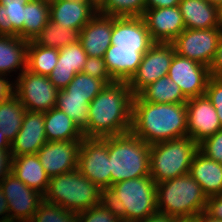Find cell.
Instances as JSON below:
<instances>
[{
  "label": "cell",
  "mask_w": 222,
  "mask_h": 222,
  "mask_svg": "<svg viewBox=\"0 0 222 222\" xmlns=\"http://www.w3.org/2000/svg\"><path fill=\"white\" fill-rule=\"evenodd\" d=\"M134 94L127 82L106 85L89 104L87 138H104L130 132Z\"/></svg>",
  "instance_id": "obj_1"
},
{
  "label": "cell",
  "mask_w": 222,
  "mask_h": 222,
  "mask_svg": "<svg viewBox=\"0 0 222 222\" xmlns=\"http://www.w3.org/2000/svg\"><path fill=\"white\" fill-rule=\"evenodd\" d=\"M130 132L149 145L188 136L185 103H150L134 95Z\"/></svg>",
  "instance_id": "obj_2"
},
{
  "label": "cell",
  "mask_w": 222,
  "mask_h": 222,
  "mask_svg": "<svg viewBox=\"0 0 222 222\" xmlns=\"http://www.w3.org/2000/svg\"><path fill=\"white\" fill-rule=\"evenodd\" d=\"M105 200L123 221L138 222L158 212L156 183L150 176L111 185L105 192Z\"/></svg>",
  "instance_id": "obj_3"
},
{
  "label": "cell",
  "mask_w": 222,
  "mask_h": 222,
  "mask_svg": "<svg viewBox=\"0 0 222 222\" xmlns=\"http://www.w3.org/2000/svg\"><path fill=\"white\" fill-rule=\"evenodd\" d=\"M110 186L150 176V145L131 132L108 137Z\"/></svg>",
  "instance_id": "obj_4"
},
{
  "label": "cell",
  "mask_w": 222,
  "mask_h": 222,
  "mask_svg": "<svg viewBox=\"0 0 222 222\" xmlns=\"http://www.w3.org/2000/svg\"><path fill=\"white\" fill-rule=\"evenodd\" d=\"M43 200L78 213L100 205L105 192L75 169L50 178Z\"/></svg>",
  "instance_id": "obj_5"
},
{
  "label": "cell",
  "mask_w": 222,
  "mask_h": 222,
  "mask_svg": "<svg viewBox=\"0 0 222 222\" xmlns=\"http://www.w3.org/2000/svg\"><path fill=\"white\" fill-rule=\"evenodd\" d=\"M158 212L176 219L194 218L205 211L207 197L188 173L156 184Z\"/></svg>",
  "instance_id": "obj_6"
},
{
  "label": "cell",
  "mask_w": 222,
  "mask_h": 222,
  "mask_svg": "<svg viewBox=\"0 0 222 222\" xmlns=\"http://www.w3.org/2000/svg\"><path fill=\"white\" fill-rule=\"evenodd\" d=\"M197 151L189 136L150 145V177L157 184L188 174Z\"/></svg>",
  "instance_id": "obj_7"
},
{
  "label": "cell",
  "mask_w": 222,
  "mask_h": 222,
  "mask_svg": "<svg viewBox=\"0 0 222 222\" xmlns=\"http://www.w3.org/2000/svg\"><path fill=\"white\" fill-rule=\"evenodd\" d=\"M14 94L28 111L46 112L56 106L59 90L48 76L36 74L27 68L19 73Z\"/></svg>",
  "instance_id": "obj_8"
},
{
  "label": "cell",
  "mask_w": 222,
  "mask_h": 222,
  "mask_svg": "<svg viewBox=\"0 0 222 222\" xmlns=\"http://www.w3.org/2000/svg\"><path fill=\"white\" fill-rule=\"evenodd\" d=\"M77 169L106 192L110 188L108 137L87 138L81 141Z\"/></svg>",
  "instance_id": "obj_9"
},
{
  "label": "cell",
  "mask_w": 222,
  "mask_h": 222,
  "mask_svg": "<svg viewBox=\"0 0 222 222\" xmlns=\"http://www.w3.org/2000/svg\"><path fill=\"white\" fill-rule=\"evenodd\" d=\"M221 36L222 31L219 28L185 29L171 43L175 53L179 56L209 67L214 59Z\"/></svg>",
  "instance_id": "obj_10"
},
{
  "label": "cell",
  "mask_w": 222,
  "mask_h": 222,
  "mask_svg": "<svg viewBox=\"0 0 222 222\" xmlns=\"http://www.w3.org/2000/svg\"><path fill=\"white\" fill-rule=\"evenodd\" d=\"M175 49L172 43L155 42L143 55L137 71L127 82L134 95L148 84L168 75Z\"/></svg>",
  "instance_id": "obj_11"
},
{
  "label": "cell",
  "mask_w": 222,
  "mask_h": 222,
  "mask_svg": "<svg viewBox=\"0 0 222 222\" xmlns=\"http://www.w3.org/2000/svg\"><path fill=\"white\" fill-rule=\"evenodd\" d=\"M0 186L8 202L10 222H30L43 195L27 187L12 173L0 182Z\"/></svg>",
  "instance_id": "obj_12"
},
{
  "label": "cell",
  "mask_w": 222,
  "mask_h": 222,
  "mask_svg": "<svg viewBox=\"0 0 222 222\" xmlns=\"http://www.w3.org/2000/svg\"><path fill=\"white\" fill-rule=\"evenodd\" d=\"M168 76L180 87L187 99L205 95L211 77L208 66L176 53L169 67Z\"/></svg>",
  "instance_id": "obj_13"
},
{
  "label": "cell",
  "mask_w": 222,
  "mask_h": 222,
  "mask_svg": "<svg viewBox=\"0 0 222 222\" xmlns=\"http://www.w3.org/2000/svg\"><path fill=\"white\" fill-rule=\"evenodd\" d=\"M81 141H47L39 149L37 155L50 178L77 169Z\"/></svg>",
  "instance_id": "obj_14"
},
{
  "label": "cell",
  "mask_w": 222,
  "mask_h": 222,
  "mask_svg": "<svg viewBox=\"0 0 222 222\" xmlns=\"http://www.w3.org/2000/svg\"><path fill=\"white\" fill-rule=\"evenodd\" d=\"M185 104L188 136L196 143L222 129L217 111L206 95L190 98Z\"/></svg>",
  "instance_id": "obj_15"
},
{
  "label": "cell",
  "mask_w": 222,
  "mask_h": 222,
  "mask_svg": "<svg viewBox=\"0 0 222 222\" xmlns=\"http://www.w3.org/2000/svg\"><path fill=\"white\" fill-rule=\"evenodd\" d=\"M142 18L154 42L171 43L185 30L179 6L145 9Z\"/></svg>",
  "instance_id": "obj_16"
},
{
  "label": "cell",
  "mask_w": 222,
  "mask_h": 222,
  "mask_svg": "<svg viewBox=\"0 0 222 222\" xmlns=\"http://www.w3.org/2000/svg\"><path fill=\"white\" fill-rule=\"evenodd\" d=\"M96 13V0H56L49 4L50 20L76 31H81Z\"/></svg>",
  "instance_id": "obj_17"
},
{
  "label": "cell",
  "mask_w": 222,
  "mask_h": 222,
  "mask_svg": "<svg viewBox=\"0 0 222 222\" xmlns=\"http://www.w3.org/2000/svg\"><path fill=\"white\" fill-rule=\"evenodd\" d=\"M154 43L142 17H113L111 45L116 48L150 49Z\"/></svg>",
  "instance_id": "obj_18"
},
{
  "label": "cell",
  "mask_w": 222,
  "mask_h": 222,
  "mask_svg": "<svg viewBox=\"0 0 222 222\" xmlns=\"http://www.w3.org/2000/svg\"><path fill=\"white\" fill-rule=\"evenodd\" d=\"M46 142L44 112L26 110L21 129L11 142L12 156L37 154Z\"/></svg>",
  "instance_id": "obj_19"
},
{
  "label": "cell",
  "mask_w": 222,
  "mask_h": 222,
  "mask_svg": "<svg viewBox=\"0 0 222 222\" xmlns=\"http://www.w3.org/2000/svg\"><path fill=\"white\" fill-rule=\"evenodd\" d=\"M113 16L97 12L81 29L79 42L90 57L104 58L111 45Z\"/></svg>",
  "instance_id": "obj_20"
},
{
  "label": "cell",
  "mask_w": 222,
  "mask_h": 222,
  "mask_svg": "<svg viewBox=\"0 0 222 222\" xmlns=\"http://www.w3.org/2000/svg\"><path fill=\"white\" fill-rule=\"evenodd\" d=\"M87 58L79 41L60 48L57 64L48 76L49 80L58 90L66 88L77 73H82Z\"/></svg>",
  "instance_id": "obj_21"
},
{
  "label": "cell",
  "mask_w": 222,
  "mask_h": 222,
  "mask_svg": "<svg viewBox=\"0 0 222 222\" xmlns=\"http://www.w3.org/2000/svg\"><path fill=\"white\" fill-rule=\"evenodd\" d=\"M148 50L116 48L115 45H110L106 50L104 61L112 79L116 82H128Z\"/></svg>",
  "instance_id": "obj_22"
},
{
  "label": "cell",
  "mask_w": 222,
  "mask_h": 222,
  "mask_svg": "<svg viewBox=\"0 0 222 222\" xmlns=\"http://www.w3.org/2000/svg\"><path fill=\"white\" fill-rule=\"evenodd\" d=\"M189 174L201 186L207 198L222 194V164L203 155H194Z\"/></svg>",
  "instance_id": "obj_23"
},
{
  "label": "cell",
  "mask_w": 222,
  "mask_h": 222,
  "mask_svg": "<svg viewBox=\"0 0 222 222\" xmlns=\"http://www.w3.org/2000/svg\"><path fill=\"white\" fill-rule=\"evenodd\" d=\"M12 174L27 187L45 194L50 177L44 170L37 154L13 157Z\"/></svg>",
  "instance_id": "obj_24"
},
{
  "label": "cell",
  "mask_w": 222,
  "mask_h": 222,
  "mask_svg": "<svg viewBox=\"0 0 222 222\" xmlns=\"http://www.w3.org/2000/svg\"><path fill=\"white\" fill-rule=\"evenodd\" d=\"M179 9L185 29L218 28L217 6L204 0H181Z\"/></svg>",
  "instance_id": "obj_25"
},
{
  "label": "cell",
  "mask_w": 222,
  "mask_h": 222,
  "mask_svg": "<svg viewBox=\"0 0 222 222\" xmlns=\"http://www.w3.org/2000/svg\"><path fill=\"white\" fill-rule=\"evenodd\" d=\"M27 47L28 41L19 36L0 35V76L27 68Z\"/></svg>",
  "instance_id": "obj_26"
},
{
  "label": "cell",
  "mask_w": 222,
  "mask_h": 222,
  "mask_svg": "<svg viewBox=\"0 0 222 222\" xmlns=\"http://www.w3.org/2000/svg\"><path fill=\"white\" fill-rule=\"evenodd\" d=\"M44 127L47 141L84 139L82 131L74 121L56 107L44 112Z\"/></svg>",
  "instance_id": "obj_27"
},
{
  "label": "cell",
  "mask_w": 222,
  "mask_h": 222,
  "mask_svg": "<svg viewBox=\"0 0 222 222\" xmlns=\"http://www.w3.org/2000/svg\"><path fill=\"white\" fill-rule=\"evenodd\" d=\"M143 101L150 103H186L180 87L168 75L148 84L137 94Z\"/></svg>",
  "instance_id": "obj_28"
},
{
  "label": "cell",
  "mask_w": 222,
  "mask_h": 222,
  "mask_svg": "<svg viewBox=\"0 0 222 222\" xmlns=\"http://www.w3.org/2000/svg\"><path fill=\"white\" fill-rule=\"evenodd\" d=\"M30 0H0V35L24 40L25 4Z\"/></svg>",
  "instance_id": "obj_29"
},
{
  "label": "cell",
  "mask_w": 222,
  "mask_h": 222,
  "mask_svg": "<svg viewBox=\"0 0 222 222\" xmlns=\"http://www.w3.org/2000/svg\"><path fill=\"white\" fill-rule=\"evenodd\" d=\"M25 112V107L15 94L0 102V134L6 135L10 142L21 129Z\"/></svg>",
  "instance_id": "obj_30"
},
{
  "label": "cell",
  "mask_w": 222,
  "mask_h": 222,
  "mask_svg": "<svg viewBox=\"0 0 222 222\" xmlns=\"http://www.w3.org/2000/svg\"><path fill=\"white\" fill-rule=\"evenodd\" d=\"M59 57V49L37 45L28 42L27 69L33 73L49 76L55 68Z\"/></svg>",
  "instance_id": "obj_31"
},
{
  "label": "cell",
  "mask_w": 222,
  "mask_h": 222,
  "mask_svg": "<svg viewBox=\"0 0 222 222\" xmlns=\"http://www.w3.org/2000/svg\"><path fill=\"white\" fill-rule=\"evenodd\" d=\"M49 19V3L30 0L25 4L24 40L34 41Z\"/></svg>",
  "instance_id": "obj_32"
},
{
  "label": "cell",
  "mask_w": 222,
  "mask_h": 222,
  "mask_svg": "<svg viewBox=\"0 0 222 222\" xmlns=\"http://www.w3.org/2000/svg\"><path fill=\"white\" fill-rule=\"evenodd\" d=\"M79 37L80 31L66 29L49 19L34 42L43 47L60 49L78 42Z\"/></svg>",
  "instance_id": "obj_33"
},
{
  "label": "cell",
  "mask_w": 222,
  "mask_h": 222,
  "mask_svg": "<svg viewBox=\"0 0 222 222\" xmlns=\"http://www.w3.org/2000/svg\"><path fill=\"white\" fill-rule=\"evenodd\" d=\"M89 104L87 98L68 97V93L62 89L59 90L55 107L69 116L83 131L88 123Z\"/></svg>",
  "instance_id": "obj_34"
},
{
  "label": "cell",
  "mask_w": 222,
  "mask_h": 222,
  "mask_svg": "<svg viewBox=\"0 0 222 222\" xmlns=\"http://www.w3.org/2000/svg\"><path fill=\"white\" fill-rule=\"evenodd\" d=\"M97 12L113 17H142L145 0H99Z\"/></svg>",
  "instance_id": "obj_35"
},
{
  "label": "cell",
  "mask_w": 222,
  "mask_h": 222,
  "mask_svg": "<svg viewBox=\"0 0 222 222\" xmlns=\"http://www.w3.org/2000/svg\"><path fill=\"white\" fill-rule=\"evenodd\" d=\"M106 84L97 78L84 73H77L69 85L63 90L68 97L87 98L89 102L98 95Z\"/></svg>",
  "instance_id": "obj_36"
},
{
  "label": "cell",
  "mask_w": 222,
  "mask_h": 222,
  "mask_svg": "<svg viewBox=\"0 0 222 222\" xmlns=\"http://www.w3.org/2000/svg\"><path fill=\"white\" fill-rule=\"evenodd\" d=\"M30 222H77L76 213L42 201Z\"/></svg>",
  "instance_id": "obj_37"
},
{
  "label": "cell",
  "mask_w": 222,
  "mask_h": 222,
  "mask_svg": "<svg viewBox=\"0 0 222 222\" xmlns=\"http://www.w3.org/2000/svg\"><path fill=\"white\" fill-rule=\"evenodd\" d=\"M77 222H121L120 214L106 200L100 205L76 213Z\"/></svg>",
  "instance_id": "obj_38"
},
{
  "label": "cell",
  "mask_w": 222,
  "mask_h": 222,
  "mask_svg": "<svg viewBox=\"0 0 222 222\" xmlns=\"http://www.w3.org/2000/svg\"><path fill=\"white\" fill-rule=\"evenodd\" d=\"M198 150L206 157L222 164V129L198 143Z\"/></svg>",
  "instance_id": "obj_39"
},
{
  "label": "cell",
  "mask_w": 222,
  "mask_h": 222,
  "mask_svg": "<svg viewBox=\"0 0 222 222\" xmlns=\"http://www.w3.org/2000/svg\"><path fill=\"white\" fill-rule=\"evenodd\" d=\"M82 73L101 79L106 85L115 82L106 68L104 58L88 56Z\"/></svg>",
  "instance_id": "obj_40"
},
{
  "label": "cell",
  "mask_w": 222,
  "mask_h": 222,
  "mask_svg": "<svg viewBox=\"0 0 222 222\" xmlns=\"http://www.w3.org/2000/svg\"><path fill=\"white\" fill-rule=\"evenodd\" d=\"M205 95L216 109L222 128V78L210 77Z\"/></svg>",
  "instance_id": "obj_41"
},
{
  "label": "cell",
  "mask_w": 222,
  "mask_h": 222,
  "mask_svg": "<svg viewBox=\"0 0 222 222\" xmlns=\"http://www.w3.org/2000/svg\"><path fill=\"white\" fill-rule=\"evenodd\" d=\"M205 212L215 219L222 220V194L207 199Z\"/></svg>",
  "instance_id": "obj_42"
},
{
  "label": "cell",
  "mask_w": 222,
  "mask_h": 222,
  "mask_svg": "<svg viewBox=\"0 0 222 222\" xmlns=\"http://www.w3.org/2000/svg\"><path fill=\"white\" fill-rule=\"evenodd\" d=\"M13 156L10 150H0V182L12 173Z\"/></svg>",
  "instance_id": "obj_43"
},
{
  "label": "cell",
  "mask_w": 222,
  "mask_h": 222,
  "mask_svg": "<svg viewBox=\"0 0 222 222\" xmlns=\"http://www.w3.org/2000/svg\"><path fill=\"white\" fill-rule=\"evenodd\" d=\"M209 72L211 77L222 78V36L219 41L214 59L209 66Z\"/></svg>",
  "instance_id": "obj_44"
},
{
  "label": "cell",
  "mask_w": 222,
  "mask_h": 222,
  "mask_svg": "<svg viewBox=\"0 0 222 222\" xmlns=\"http://www.w3.org/2000/svg\"><path fill=\"white\" fill-rule=\"evenodd\" d=\"M0 76V102L5 101L14 94V84L8 81V78Z\"/></svg>",
  "instance_id": "obj_45"
},
{
  "label": "cell",
  "mask_w": 222,
  "mask_h": 222,
  "mask_svg": "<svg viewBox=\"0 0 222 222\" xmlns=\"http://www.w3.org/2000/svg\"><path fill=\"white\" fill-rule=\"evenodd\" d=\"M181 0H145V9L179 6Z\"/></svg>",
  "instance_id": "obj_46"
},
{
  "label": "cell",
  "mask_w": 222,
  "mask_h": 222,
  "mask_svg": "<svg viewBox=\"0 0 222 222\" xmlns=\"http://www.w3.org/2000/svg\"><path fill=\"white\" fill-rule=\"evenodd\" d=\"M2 214L5 215L2 216ZM0 215L2 216L0 218V222H10L8 202L5 198V195L3 194L1 186H0Z\"/></svg>",
  "instance_id": "obj_47"
},
{
  "label": "cell",
  "mask_w": 222,
  "mask_h": 222,
  "mask_svg": "<svg viewBox=\"0 0 222 222\" xmlns=\"http://www.w3.org/2000/svg\"><path fill=\"white\" fill-rule=\"evenodd\" d=\"M176 220L175 217L169 216L167 214H163L160 212H156L152 214L151 216L140 220L138 222H174Z\"/></svg>",
  "instance_id": "obj_48"
},
{
  "label": "cell",
  "mask_w": 222,
  "mask_h": 222,
  "mask_svg": "<svg viewBox=\"0 0 222 222\" xmlns=\"http://www.w3.org/2000/svg\"><path fill=\"white\" fill-rule=\"evenodd\" d=\"M197 222H222V220L215 219L205 211L199 213L196 217Z\"/></svg>",
  "instance_id": "obj_49"
},
{
  "label": "cell",
  "mask_w": 222,
  "mask_h": 222,
  "mask_svg": "<svg viewBox=\"0 0 222 222\" xmlns=\"http://www.w3.org/2000/svg\"><path fill=\"white\" fill-rule=\"evenodd\" d=\"M11 142L7 139L6 135L0 134V150H10Z\"/></svg>",
  "instance_id": "obj_50"
},
{
  "label": "cell",
  "mask_w": 222,
  "mask_h": 222,
  "mask_svg": "<svg viewBox=\"0 0 222 222\" xmlns=\"http://www.w3.org/2000/svg\"><path fill=\"white\" fill-rule=\"evenodd\" d=\"M218 28L222 31V4L217 7Z\"/></svg>",
  "instance_id": "obj_51"
},
{
  "label": "cell",
  "mask_w": 222,
  "mask_h": 222,
  "mask_svg": "<svg viewBox=\"0 0 222 222\" xmlns=\"http://www.w3.org/2000/svg\"><path fill=\"white\" fill-rule=\"evenodd\" d=\"M174 222H197L196 218H183V219H176Z\"/></svg>",
  "instance_id": "obj_52"
},
{
  "label": "cell",
  "mask_w": 222,
  "mask_h": 222,
  "mask_svg": "<svg viewBox=\"0 0 222 222\" xmlns=\"http://www.w3.org/2000/svg\"><path fill=\"white\" fill-rule=\"evenodd\" d=\"M204 1L210 3V4L214 5V6H217V7L222 4V0H204Z\"/></svg>",
  "instance_id": "obj_53"
},
{
  "label": "cell",
  "mask_w": 222,
  "mask_h": 222,
  "mask_svg": "<svg viewBox=\"0 0 222 222\" xmlns=\"http://www.w3.org/2000/svg\"><path fill=\"white\" fill-rule=\"evenodd\" d=\"M40 1H43V2H46V3H52V2H54V1H56V0H40Z\"/></svg>",
  "instance_id": "obj_54"
}]
</instances>
